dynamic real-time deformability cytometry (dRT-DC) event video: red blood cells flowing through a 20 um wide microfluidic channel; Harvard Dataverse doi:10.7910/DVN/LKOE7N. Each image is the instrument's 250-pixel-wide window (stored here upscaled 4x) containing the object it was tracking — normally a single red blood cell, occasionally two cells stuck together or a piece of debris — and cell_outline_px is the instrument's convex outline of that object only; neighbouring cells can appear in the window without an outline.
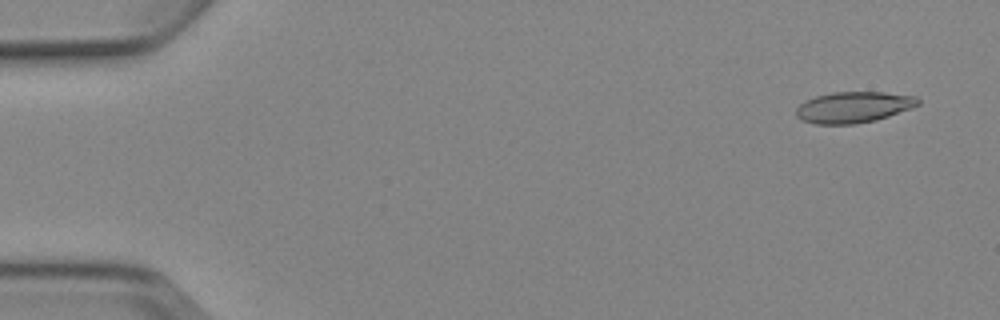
{"species": "Egyptian fruit bat (a non-hibernating species)", "species_latin": "Rousettus aegyptiacus", "temperature_condition": "cold", "stored_images_in_passage": 6, "camera_frame_rate_fps": 3000, "um_per_image_px": 0.085, "animal": {"sex": "female"}, "frame": {"image": 1, "passage_image": 1, "time_ms": 0.0, "image_size_px": [1000, 320], "cell_outline_px": [[920, 104], [912, 108], [876, 120], [856, 124], [816, 124], [800, 120], [796, 116], [796, 108], [804, 100], [816, 96], [832, 92], [884, 92], [916, 96], [920, 100]], "centroid_in_image_um": [72.54, 9.11], "position_along_channel_um": 12.5, "area_um2": 22.25}}
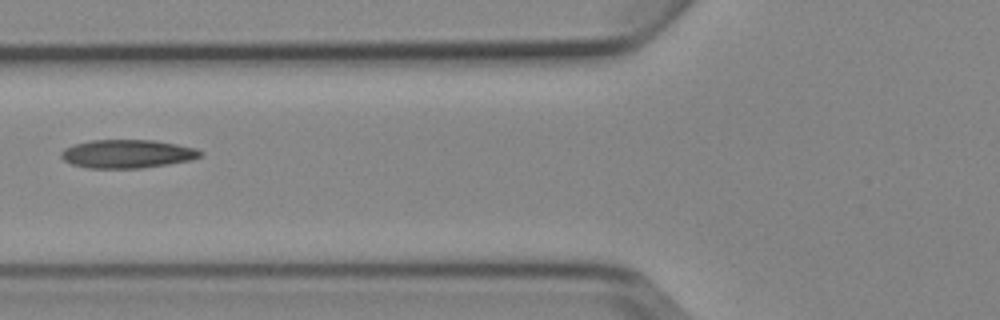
{"frame": {"image": 2, "passage_image": 6, "time_ms": 6.0, "image_size_px": [1000, 320], "cell_outline_px": [[200, 156], [192, 160], [168, 164], [140, 168], [88, 168], [72, 164], [64, 160], [60, 156], [60, 152], [64, 148], [72, 144], [92, 140], [156, 140], [196, 148], [200, 152]], "centroid_in_image_um": [10.78, 13.07], "position_along_channel_um": 115.0, "area_um2": 23.06}}